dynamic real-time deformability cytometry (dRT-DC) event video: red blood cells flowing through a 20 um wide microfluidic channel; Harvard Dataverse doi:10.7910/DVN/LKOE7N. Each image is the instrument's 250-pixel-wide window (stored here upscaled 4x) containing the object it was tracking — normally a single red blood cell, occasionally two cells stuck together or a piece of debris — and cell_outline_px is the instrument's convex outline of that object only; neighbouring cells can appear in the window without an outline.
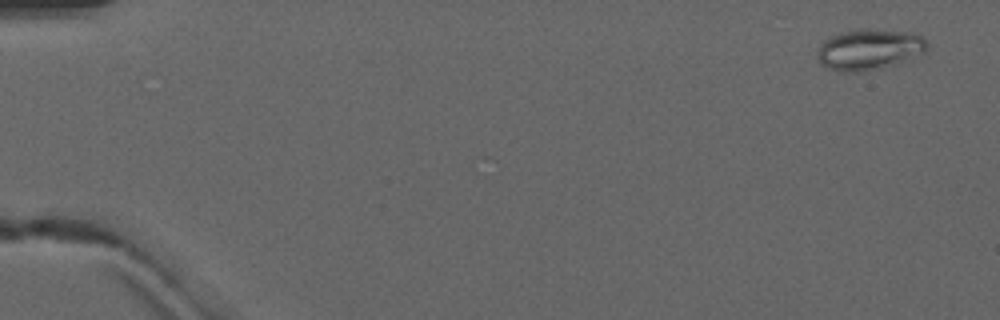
{"species": "common noctule bat (a hibernating species)", "species_latin": "Nyctalus noctula", "temperature_condition": "warm", "stored_images_in_passage": 6, "camera_frame_rate_fps": 3000, "um_per_image_px": 0.085, "animal": {"sex": "male", "forearm_length_mm": 52.5}, "frame": {"image": 1, "passage_image": 1, "time_ms": 0.0, "image_size_px": [1000, 320], "cell_outline_px": [[928, 48], [924, 52], [880, 68], [860, 72], [840, 72], [828, 68], [820, 64], [816, 56], [816, 52], [820, 44], [828, 36], [840, 32], [860, 28], [868, 28], [908, 32], [924, 36], [928, 40]], "centroid_in_image_um": [73.82, 4.18], "position_along_channel_um": 11.2, "area_um2": 26.36}}